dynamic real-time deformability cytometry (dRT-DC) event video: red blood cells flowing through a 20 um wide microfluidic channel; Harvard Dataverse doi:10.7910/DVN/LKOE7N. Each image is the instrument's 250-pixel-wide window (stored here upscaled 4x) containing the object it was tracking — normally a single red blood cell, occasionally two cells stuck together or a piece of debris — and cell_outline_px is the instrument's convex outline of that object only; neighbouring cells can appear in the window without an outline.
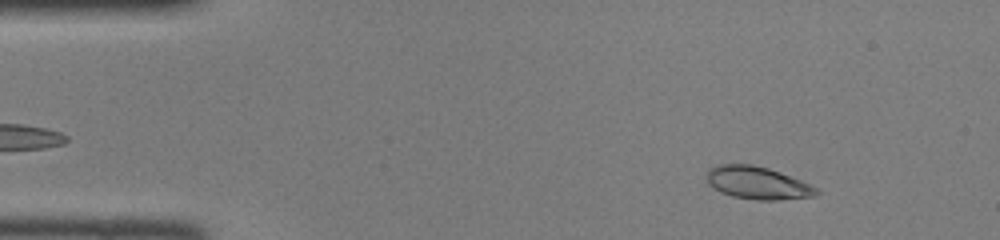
{"species": "common noctule bat (a hibernating species)", "species_latin": "Nyctalus noctula", "temperature_condition": "room temperature", "stored_images_in_passage": 44, "camera_frame_rate_fps": 3000, "um_per_image_px": 0.085, "animal": {"sex": "female", "body_mass_g": 22.0, "forearm_length_mm": 56.7}, "frame": {"image": 1, "passage_image": 4, "time_ms": 1.0, "image_size_px": [1000, 240], "cell_outline_px": [[820, 192], [816, 196], [776, 200], [760, 200], [732, 196], [720, 192], [712, 188], [708, 184], [708, 168], [716, 164], [752, 164], [768, 168], [800, 180], [816, 188]], "centroid_in_image_um": [64.35, 15.54], "position_along_channel_um": 20.6, "area_um2": 20.75}}
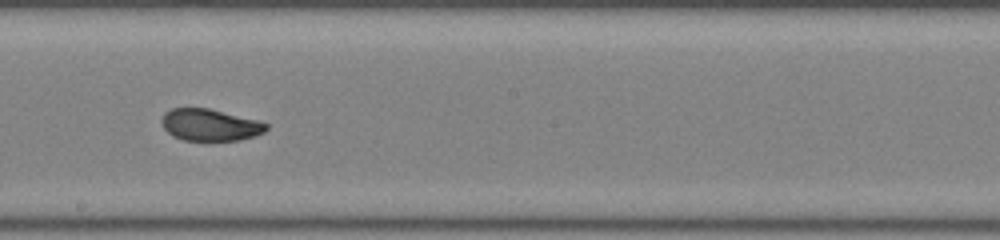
{"frame": {"image": 2, "passage_image": 24, "time_ms": 7.667, "image_size_px": [1000, 240], "cell_outline_px": [[268, 128], [264, 132], [256, 136], [240, 140], [184, 140], [172, 136], [164, 128], [160, 120], [164, 112], [172, 108], [208, 108], [256, 120], [268, 124]], "centroid_in_image_um": [17.83, 10.62], "position_along_channel_um": 230.4, "area_um2": 19.36}}
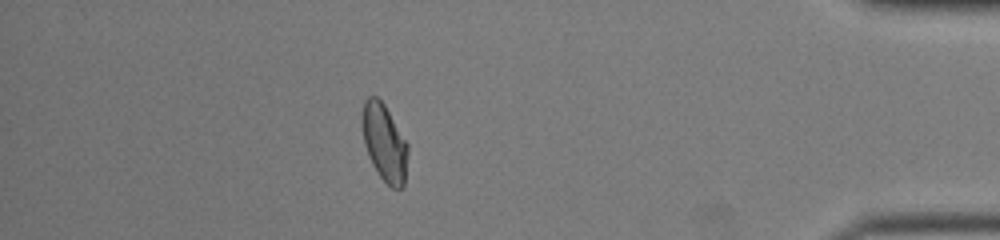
{"frame": {"image": 3, "passage_image": 39, "time_ms": 12.667, "image_size_px": [1000, 240], "cell_outline_px": [[408, 152], [404, 184], [400, 188], [392, 188], [380, 176], [372, 164], [368, 156], [364, 144], [360, 124], [360, 116], [364, 100], [368, 96], [376, 96], [384, 104], [408, 144]], "centroid_in_image_um": [32.63, 12.08], "position_along_channel_um": 402.6, "area_um2": 20.75}}